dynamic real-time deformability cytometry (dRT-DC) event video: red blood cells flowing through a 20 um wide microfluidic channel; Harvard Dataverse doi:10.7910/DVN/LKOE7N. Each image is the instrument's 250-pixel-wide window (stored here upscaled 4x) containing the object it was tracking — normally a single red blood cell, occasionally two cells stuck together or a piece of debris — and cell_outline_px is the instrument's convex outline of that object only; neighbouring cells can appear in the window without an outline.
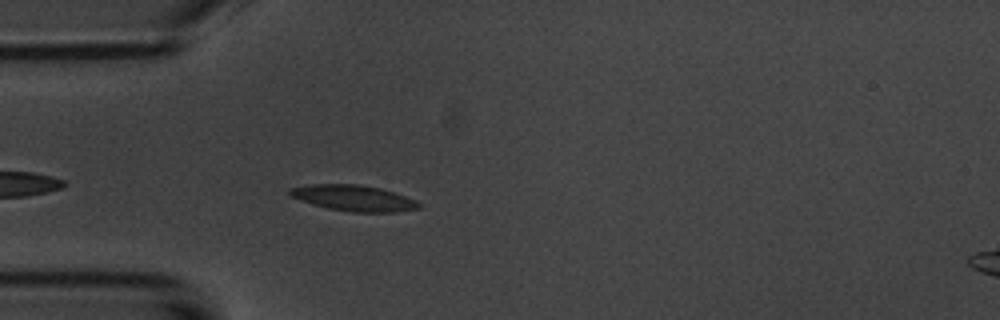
{"species": "common noctule bat (a hibernating species)", "species_latin": "Nyctalus noctula", "temperature_condition": "room temperature", "stored_images_in_passage": 3, "camera_frame_rate_fps": 3000, "um_per_image_px": 0.085, "animal": {"sex": "male", "body_mass_g": 20.1, "forearm_length_mm": 53.5}, "frame": {"image": 1, "passage_image": 3, "time_ms": 2.333, "image_size_px": [1000, 320], "cell_outline_px": [[420, 208], [396, 212], [352, 212], [328, 208], [312, 204], [292, 196], [288, 192], [288, 188], [312, 184], [356, 184], [380, 188], [416, 200], [420, 204]], "centroid_in_image_um": [30.06, 16.83], "position_along_channel_um": 54.9, "area_um2": 19.25}}